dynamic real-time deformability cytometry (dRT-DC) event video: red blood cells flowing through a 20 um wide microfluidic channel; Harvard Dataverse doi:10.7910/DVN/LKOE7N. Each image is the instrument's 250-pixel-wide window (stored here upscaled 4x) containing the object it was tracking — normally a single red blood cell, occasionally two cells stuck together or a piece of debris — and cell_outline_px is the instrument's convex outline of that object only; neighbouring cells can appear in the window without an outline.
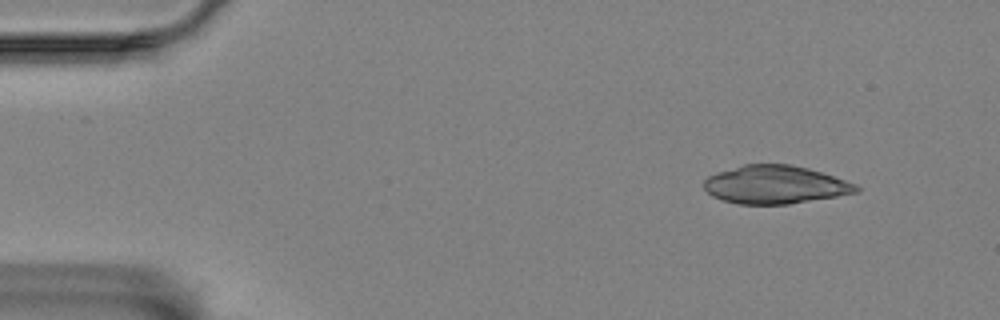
{"species": "Egyptian fruit bat (a non-hibernating species)", "species_latin": "Rousettus aegyptiacus", "temperature_condition": "room temperature", "stored_images_in_passage": 51, "camera_frame_rate_fps": 3000, "um_per_image_px": 0.085, "animal": {"sex": "female"}, "frame": {"image": 1, "passage_image": 1, "time_ms": 0.0, "image_size_px": [1000, 320], "cell_outline_px": [[860, 192], [788, 204], [740, 204], [724, 200], [712, 196], [704, 188], [704, 180], [708, 176], [716, 172], [744, 164], [788, 164], [808, 168], [856, 184], [860, 188]], "centroid_in_image_um": [65.87, 15.69], "position_along_channel_um": 19.1, "area_um2": 33.64}}